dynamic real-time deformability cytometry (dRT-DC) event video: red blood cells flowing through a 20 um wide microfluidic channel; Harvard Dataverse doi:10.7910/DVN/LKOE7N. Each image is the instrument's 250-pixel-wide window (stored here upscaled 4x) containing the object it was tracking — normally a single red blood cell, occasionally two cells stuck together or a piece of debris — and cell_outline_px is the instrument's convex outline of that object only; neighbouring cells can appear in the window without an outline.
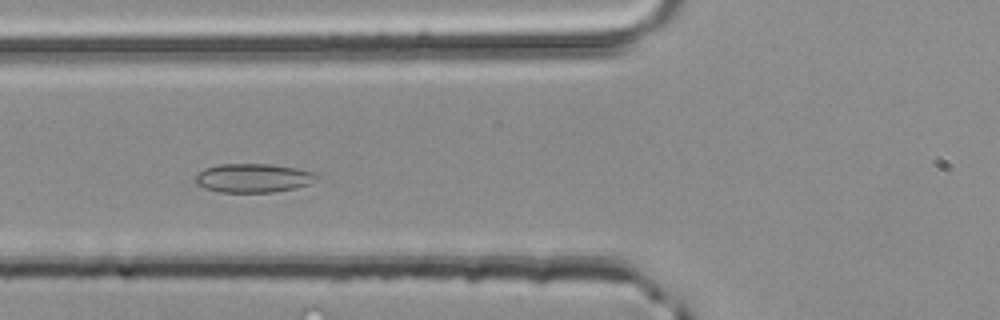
{"species": "common noctule bat (a hibernating species)", "species_latin": "Nyctalus noctula", "temperature_condition": "room temperature", "stored_images_in_passage": 29, "camera_frame_rate_fps": 3000, "um_per_image_px": 0.085, "animal": {"sex": "male", "body_mass_g": 20.4}, "frame": {"image": 1, "passage_image": 6, "time_ms": 1.667, "image_size_px": [1000, 320], "cell_outline_px": [[320, 176], [308, 184], [296, 188], [272, 192], [220, 192], [204, 188], [196, 184], [192, 180], [204, 168], [220, 164], [272, 164], [296, 168], [312, 172]], "centroid_in_image_um": [21.49, 15.13], "position_along_channel_um": 104.3, "area_um2": 20.4}}
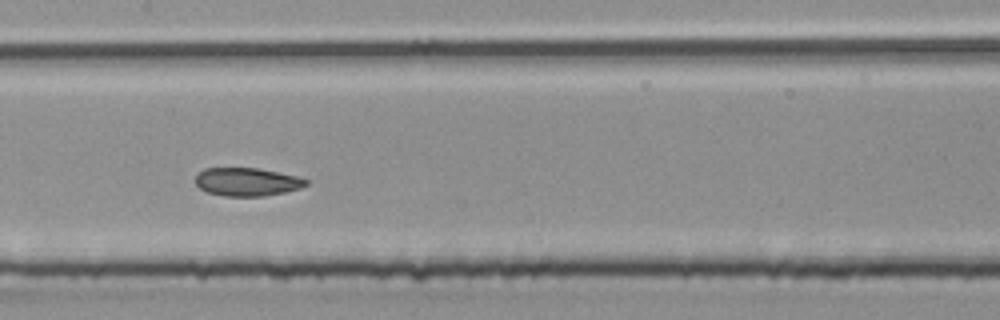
{"frame": {"image": 2, "passage_image": 12, "time_ms": 3.667, "image_size_px": [1000, 320], "cell_outline_px": [[308, 184], [300, 188], [284, 192], [264, 196], [224, 196], [208, 192], [200, 188], [196, 184], [196, 172], [204, 168], [260, 168], [296, 176], [308, 180]], "centroid_in_image_um": [20.97, 15.45], "position_along_channel_um": 186.4, "area_um2": 18.21}}
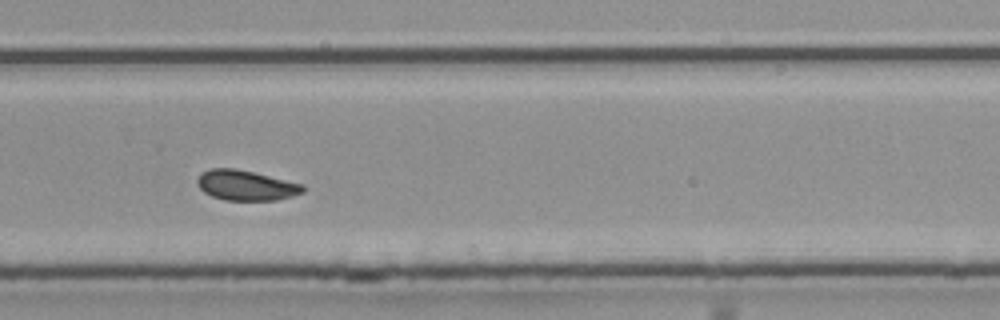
{"frame": {"image": 3, "passage_image": 21, "time_ms": 6.667, "image_size_px": [1000, 320], "cell_outline_px": [[304, 192], [292, 196], [276, 200], [224, 200], [212, 196], [204, 192], [196, 184], [196, 180], [200, 172], [212, 168], [236, 168], [304, 184]], "centroid_in_image_um": [20.88, 15.75], "position_along_channel_um": 308.9, "area_um2": 18.67}, "authors_computed_cell_mechanics": {"area_um2": 18.8428, "velocity_mm_per_s": 4.0982, "shape_relaxation_time_tau1_ms": 11.3741, "shape_relaxation_time_tau2_ms": 1.8838, "deformation_change_tau1": 0.1616, "deformation_change_tau2": 0.0671}}